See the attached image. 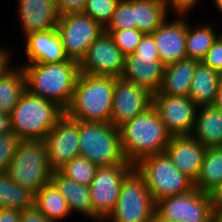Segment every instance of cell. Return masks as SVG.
Segmentation results:
<instances>
[{"mask_svg":"<svg viewBox=\"0 0 222 222\" xmlns=\"http://www.w3.org/2000/svg\"><path fill=\"white\" fill-rule=\"evenodd\" d=\"M28 92L56 102L64 110L69 106L80 73L79 63L64 62L22 64Z\"/></svg>","mask_w":222,"mask_h":222,"instance_id":"cell-1","label":"cell"},{"mask_svg":"<svg viewBox=\"0 0 222 222\" xmlns=\"http://www.w3.org/2000/svg\"><path fill=\"white\" fill-rule=\"evenodd\" d=\"M126 160L135 165L142 158L164 153L171 135L152 106L119 127Z\"/></svg>","mask_w":222,"mask_h":222,"instance_id":"cell-2","label":"cell"},{"mask_svg":"<svg viewBox=\"0 0 222 222\" xmlns=\"http://www.w3.org/2000/svg\"><path fill=\"white\" fill-rule=\"evenodd\" d=\"M115 77L79 73L65 115L72 120L110 123Z\"/></svg>","mask_w":222,"mask_h":222,"instance_id":"cell-3","label":"cell"},{"mask_svg":"<svg viewBox=\"0 0 222 222\" xmlns=\"http://www.w3.org/2000/svg\"><path fill=\"white\" fill-rule=\"evenodd\" d=\"M64 115L65 110L56 102L25 90L10 114L11 131L21 140H45Z\"/></svg>","mask_w":222,"mask_h":222,"instance_id":"cell-4","label":"cell"},{"mask_svg":"<svg viewBox=\"0 0 222 222\" xmlns=\"http://www.w3.org/2000/svg\"><path fill=\"white\" fill-rule=\"evenodd\" d=\"M80 156L98 167L128 162L123 154L120 130L111 123L79 121Z\"/></svg>","mask_w":222,"mask_h":222,"instance_id":"cell-5","label":"cell"},{"mask_svg":"<svg viewBox=\"0 0 222 222\" xmlns=\"http://www.w3.org/2000/svg\"><path fill=\"white\" fill-rule=\"evenodd\" d=\"M134 167L145 179L155 203L194 188V182L172 163L165 152L142 158Z\"/></svg>","mask_w":222,"mask_h":222,"instance_id":"cell-6","label":"cell"},{"mask_svg":"<svg viewBox=\"0 0 222 222\" xmlns=\"http://www.w3.org/2000/svg\"><path fill=\"white\" fill-rule=\"evenodd\" d=\"M6 173L14 182L36 194L51 181L45 141L22 140Z\"/></svg>","mask_w":222,"mask_h":222,"instance_id":"cell-7","label":"cell"},{"mask_svg":"<svg viewBox=\"0 0 222 222\" xmlns=\"http://www.w3.org/2000/svg\"><path fill=\"white\" fill-rule=\"evenodd\" d=\"M156 203L145 179L134 169L123 181L117 204L106 220L112 222H150Z\"/></svg>","mask_w":222,"mask_h":222,"instance_id":"cell-8","label":"cell"},{"mask_svg":"<svg viewBox=\"0 0 222 222\" xmlns=\"http://www.w3.org/2000/svg\"><path fill=\"white\" fill-rule=\"evenodd\" d=\"M164 68L153 35L144 34L135 52L125 56L121 77L155 94L161 88Z\"/></svg>","mask_w":222,"mask_h":222,"instance_id":"cell-9","label":"cell"},{"mask_svg":"<svg viewBox=\"0 0 222 222\" xmlns=\"http://www.w3.org/2000/svg\"><path fill=\"white\" fill-rule=\"evenodd\" d=\"M135 169L129 162L113 166L98 167L89 185L92 218L104 221L117 204L124 179Z\"/></svg>","mask_w":222,"mask_h":222,"instance_id":"cell-10","label":"cell"},{"mask_svg":"<svg viewBox=\"0 0 222 222\" xmlns=\"http://www.w3.org/2000/svg\"><path fill=\"white\" fill-rule=\"evenodd\" d=\"M156 213L173 222H215L211 198L195 187L156 202Z\"/></svg>","mask_w":222,"mask_h":222,"instance_id":"cell-11","label":"cell"},{"mask_svg":"<svg viewBox=\"0 0 222 222\" xmlns=\"http://www.w3.org/2000/svg\"><path fill=\"white\" fill-rule=\"evenodd\" d=\"M56 29L61 37L66 56L80 62L91 44L104 32V28L83 13L59 16Z\"/></svg>","mask_w":222,"mask_h":222,"instance_id":"cell-12","label":"cell"},{"mask_svg":"<svg viewBox=\"0 0 222 222\" xmlns=\"http://www.w3.org/2000/svg\"><path fill=\"white\" fill-rule=\"evenodd\" d=\"M124 65L125 55L106 32L91 44L86 55L79 62L81 73L115 78L121 77Z\"/></svg>","mask_w":222,"mask_h":222,"instance_id":"cell-13","label":"cell"},{"mask_svg":"<svg viewBox=\"0 0 222 222\" xmlns=\"http://www.w3.org/2000/svg\"><path fill=\"white\" fill-rule=\"evenodd\" d=\"M153 107L171 136L192 134L199 107L189 97L153 94Z\"/></svg>","mask_w":222,"mask_h":222,"instance_id":"cell-14","label":"cell"},{"mask_svg":"<svg viewBox=\"0 0 222 222\" xmlns=\"http://www.w3.org/2000/svg\"><path fill=\"white\" fill-rule=\"evenodd\" d=\"M153 106V93L122 77H117L110 123L120 127Z\"/></svg>","mask_w":222,"mask_h":222,"instance_id":"cell-15","label":"cell"},{"mask_svg":"<svg viewBox=\"0 0 222 222\" xmlns=\"http://www.w3.org/2000/svg\"><path fill=\"white\" fill-rule=\"evenodd\" d=\"M47 159L52 171L80 155L79 120L64 115L45 137Z\"/></svg>","mask_w":222,"mask_h":222,"instance_id":"cell-16","label":"cell"},{"mask_svg":"<svg viewBox=\"0 0 222 222\" xmlns=\"http://www.w3.org/2000/svg\"><path fill=\"white\" fill-rule=\"evenodd\" d=\"M182 17V18H181ZM168 22L167 19L152 33L160 61L166 66L187 58L186 32L187 21L184 15Z\"/></svg>","mask_w":222,"mask_h":222,"instance_id":"cell-17","label":"cell"},{"mask_svg":"<svg viewBox=\"0 0 222 222\" xmlns=\"http://www.w3.org/2000/svg\"><path fill=\"white\" fill-rule=\"evenodd\" d=\"M165 153L172 163L193 182L199 176L206 154V147L191 135L171 136Z\"/></svg>","mask_w":222,"mask_h":222,"instance_id":"cell-18","label":"cell"},{"mask_svg":"<svg viewBox=\"0 0 222 222\" xmlns=\"http://www.w3.org/2000/svg\"><path fill=\"white\" fill-rule=\"evenodd\" d=\"M25 50L29 59L26 64L64 62L69 59L56 28L29 33Z\"/></svg>","mask_w":222,"mask_h":222,"instance_id":"cell-19","label":"cell"},{"mask_svg":"<svg viewBox=\"0 0 222 222\" xmlns=\"http://www.w3.org/2000/svg\"><path fill=\"white\" fill-rule=\"evenodd\" d=\"M19 19L24 35L56 28L59 14L55 0H19Z\"/></svg>","mask_w":222,"mask_h":222,"instance_id":"cell-20","label":"cell"},{"mask_svg":"<svg viewBox=\"0 0 222 222\" xmlns=\"http://www.w3.org/2000/svg\"><path fill=\"white\" fill-rule=\"evenodd\" d=\"M199 63L197 60L185 58L166 65L161 88L155 94L188 97L191 82Z\"/></svg>","mask_w":222,"mask_h":222,"instance_id":"cell-21","label":"cell"},{"mask_svg":"<svg viewBox=\"0 0 222 222\" xmlns=\"http://www.w3.org/2000/svg\"><path fill=\"white\" fill-rule=\"evenodd\" d=\"M199 109L191 136L206 148L222 146V111L213 105Z\"/></svg>","mask_w":222,"mask_h":222,"instance_id":"cell-22","label":"cell"},{"mask_svg":"<svg viewBox=\"0 0 222 222\" xmlns=\"http://www.w3.org/2000/svg\"><path fill=\"white\" fill-rule=\"evenodd\" d=\"M51 182L68 202L70 211H78L92 218L91 195L88 186L66 177L59 170L51 173Z\"/></svg>","mask_w":222,"mask_h":222,"instance_id":"cell-23","label":"cell"},{"mask_svg":"<svg viewBox=\"0 0 222 222\" xmlns=\"http://www.w3.org/2000/svg\"><path fill=\"white\" fill-rule=\"evenodd\" d=\"M220 77L219 72L200 62L195 70L188 97L198 107L213 105Z\"/></svg>","mask_w":222,"mask_h":222,"instance_id":"cell-24","label":"cell"},{"mask_svg":"<svg viewBox=\"0 0 222 222\" xmlns=\"http://www.w3.org/2000/svg\"><path fill=\"white\" fill-rule=\"evenodd\" d=\"M34 205L52 222L64 219L71 212L68 202L51 181L35 194Z\"/></svg>","mask_w":222,"mask_h":222,"instance_id":"cell-25","label":"cell"},{"mask_svg":"<svg viewBox=\"0 0 222 222\" xmlns=\"http://www.w3.org/2000/svg\"><path fill=\"white\" fill-rule=\"evenodd\" d=\"M220 183H222V146L206 148L204 161L194 187L209 194Z\"/></svg>","mask_w":222,"mask_h":222,"instance_id":"cell-26","label":"cell"},{"mask_svg":"<svg viewBox=\"0 0 222 222\" xmlns=\"http://www.w3.org/2000/svg\"><path fill=\"white\" fill-rule=\"evenodd\" d=\"M167 12L163 0H135L137 29L152 34L166 20Z\"/></svg>","mask_w":222,"mask_h":222,"instance_id":"cell-27","label":"cell"},{"mask_svg":"<svg viewBox=\"0 0 222 222\" xmlns=\"http://www.w3.org/2000/svg\"><path fill=\"white\" fill-rule=\"evenodd\" d=\"M35 194L14 182L6 172L0 174V208L24 211L34 206Z\"/></svg>","mask_w":222,"mask_h":222,"instance_id":"cell-28","label":"cell"},{"mask_svg":"<svg viewBox=\"0 0 222 222\" xmlns=\"http://www.w3.org/2000/svg\"><path fill=\"white\" fill-rule=\"evenodd\" d=\"M15 68L0 78V113L7 115L11 114L26 90L23 70Z\"/></svg>","mask_w":222,"mask_h":222,"instance_id":"cell-29","label":"cell"},{"mask_svg":"<svg viewBox=\"0 0 222 222\" xmlns=\"http://www.w3.org/2000/svg\"><path fill=\"white\" fill-rule=\"evenodd\" d=\"M213 27L209 24L202 25V27L191 28L187 25L186 32V55L187 58L201 62L208 50L216 41L217 36Z\"/></svg>","mask_w":222,"mask_h":222,"instance_id":"cell-30","label":"cell"},{"mask_svg":"<svg viewBox=\"0 0 222 222\" xmlns=\"http://www.w3.org/2000/svg\"><path fill=\"white\" fill-rule=\"evenodd\" d=\"M97 168L98 166L96 164L79 155L76 158H73L69 163L65 164L59 169V171L77 183L89 187Z\"/></svg>","mask_w":222,"mask_h":222,"instance_id":"cell-31","label":"cell"},{"mask_svg":"<svg viewBox=\"0 0 222 222\" xmlns=\"http://www.w3.org/2000/svg\"><path fill=\"white\" fill-rule=\"evenodd\" d=\"M135 0H120L104 30L136 29Z\"/></svg>","mask_w":222,"mask_h":222,"instance_id":"cell-32","label":"cell"},{"mask_svg":"<svg viewBox=\"0 0 222 222\" xmlns=\"http://www.w3.org/2000/svg\"><path fill=\"white\" fill-rule=\"evenodd\" d=\"M119 1L120 0H87L83 14L90 16L105 28L115 13Z\"/></svg>","mask_w":222,"mask_h":222,"instance_id":"cell-33","label":"cell"},{"mask_svg":"<svg viewBox=\"0 0 222 222\" xmlns=\"http://www.w3.org/2000/svg\"><path fill=\"white\" fill-rule=\"evenodd\" d=\"M113 38L116 46L126 56L134 53L144 33L136 29L104 30Z\"/></svg>","mask_w":222,"mask_h":222,"instance_id":"cell-34","label":"cell"},{"mask_svg":"<svg viewBox=\"0 0 222 222\" xmlns=\"http://www.w3.org/2000/svg\"><path fill=\"white\" fill-rule=\"evenodd\" d=\"M21 141L12 132L0 135V174L7 171Z\"/></svg>","mask_w":222,"mask_h":222,"instance_id":"cell-35","label":"cell"},{"mask_svg":"<svg viewBox=\"0 0 222 222\" xmlns=\"http://www.w3.org/2000/svg\"><path fill=\"white\" fill-rule=\"evenodd\" d=\"M205 66L222 74V43L217 38L201 61Z\"/></svg>","mask_w":222,"mask_h":222,"instance_id":"cell-36","label":"cell"},{"mask_svg":"<svg viewBox=\"0 0 222 222\" xmlns=\"http://www.w3.org/2000/svg\"><path fill=\"white\" fill-rule=\"evenodd\" d=\"M87 0H55L59 16L84 13Z\"/></svg>","mask_w":222,"mask_h":222,"instance_id":"cell-37","label":"cell"},{"mask_svg":"<svg viewBox=\"0 0 222 222\" xmlns=\"http://www.w3.org/2000/svg\"><path fill=\"white\" fill-rule=\"evenodd\" d=\"M20 222H52L35 205L21 211Z\"/></svg>","mask_w":222,"mask_h":222,"instance_id":"cell-38","label":"cell"},{"mask_svg":"<svg viewBox=\"0 0 222 222\" xmlns=\"http://www.w3.org/2000/svg\"><path fill=\"white\" fill-rule=\"evenodd\" d=\"M198 0H163L164 4L166 5V8L173 9L176 13L184 15L187 13L190 9L195 7L194 5L197 4ZM187 11V12H186Z\"/></svg>","mask_w":222,"mask_h":222,"instance_id":"cell-39","label":"cell"},{"mask_svg":"<svg viewBox=\"0 0 222 222\" xmlns=\"http://www.w3.org/2000/svg\"><path fill=\"white\" fill-rule=\"evenodd\" d=\"M212 208L214 216L222 215V183H220L215 189L210 193Z\"/></svg>","mask_w":222,"mask_h":222,"instance_id":"cell-40","label":"cell"},{"mask_svg":"<svg viewBox=\"0 0 222 222\" xmlns=\"http://www.w3.org/2000/svg\"><path fill=\"white\" fill-rule=\"evenodd\" d=\"M21 211L9 208H0V222H20Z\"/></svg>","mask_w":222,"mask_h":222,"instance_id":"cell-41","label":"cell"},{"mask_svg":"<svg viewBox=\"0 0 222 222\" xmlns=\"http://www.w3.org/2000/svg\"><path fill=\"white\" fill-rule=\"evenodd\" d=\"M10 56V51L8 52L0 47V78L11 70V64H9L11 58Z\"/></svg>","mask_w":222,"mask_h":222,"instance_id":"cell-42","label":"cell"},{"mask_svg":"<svg viewBox=\"0 0 222 222\" xmlns=\"http://www.w3.org/2000/svg\"><path fill=\"white\" fill-rule=\"evenodd\" d=\"M10 132H12L10 115L0 113V135H4Z\"/></svg>","mask_w":222,"mask_h":222,"instance_id":"cell-43","label":"cell"},{"mask_svg":"<svg viewBox=\"0 0 222 222\" xmlns=\"http://www.w3.org/2000/svg\"><path fill=\"white\" fill-rule=\"evenodd\" d=\"M213 106L222 111V74L218 84V91Z\"/></svg>","mask_w":222,"mask_h":222,"instance_id":"cell-44","label":"cell"},{"mask_svg":"<svg viewBox=\"0 0 222 222\" xmlns=\"http://www.w3.org/2000/svg\"><path fill=\"white\" fill-rule=\"evenodd\" d=\"M150 222H173V221H169L166 220L164 218H162L161 216H159L156 212L154 213L152 220Z\"/></svg>","mask_w":222,"mask_h":222,"instance_id":"cell-45","label":"cell"},{"mask_svg":"<svg viewBox=\"0 0 222 222\" xmlns=\"http://www.w3.org/2000/svg\"><path fill=\"white\" fill-rule=\"evenodd\" d=\"M216 7L221 11L222 13V0H213Z\"/></svg>","mask_w":222,"mask_h":222,"instance_id":"cell-46","label":"cell"},{"mask_svg":"<svg viewBox=\"0 0 222 222\" xmlns=\"http://www.w3.org/2000/svg\"><path fill=\"white\" fill-rule=\"evenodd\" d=\"M215 222H222V215L215 217Z\"/></svg>","mask_w":222,"mask_h":222,"instance_id":"cell-47","label":"cell"},{"mask_svg":"<svg viewBox=\"0 0 222 222\" xmlns=\"http://www.w3.org/2000/svg\"><path fill=\"white\" fill-rule=\"evenodd\" d=\"M217 38L221 41V43H222V34L221 35H217Z\"/></svg>","mask_w":222,"mask_h":222,"instance_id":"cell-48","label":"cell"}]
</instances>
